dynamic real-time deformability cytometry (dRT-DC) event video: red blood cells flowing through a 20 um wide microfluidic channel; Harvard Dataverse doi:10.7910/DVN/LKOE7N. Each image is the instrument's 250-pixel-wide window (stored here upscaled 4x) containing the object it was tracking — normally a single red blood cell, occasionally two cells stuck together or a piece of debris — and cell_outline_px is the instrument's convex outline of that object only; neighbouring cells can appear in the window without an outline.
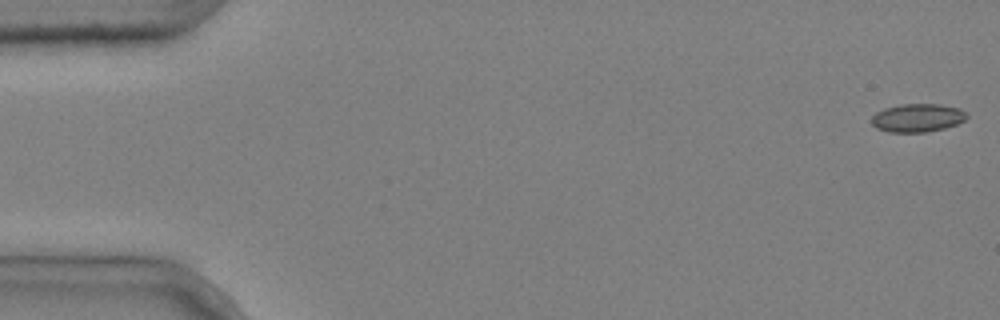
{"species": "common noctule bat (a hibernating species)", "species_latin": "Nyctalus noctula", "temperature_condition": "cold", "stored_images_in_passage": 4, "camera_frame_rate_fps": 3000, "um_per_image_px": 0.085, "animal": {"sex": "male", "body_mass_g": 20.4}, "frame": {"image": 1, "passage_image": 1, "time_ms": 0.0, "image_size_px": [1000, 320], "cell_outline_px": [[968, 116], [964, 120], [956, 124], [944, 128], [924, 132], [888, 132], [876, 128], [872, 124], [872, 116], [876, 112], [884, 108], [900, 104], [940, 104], [960, 108], [968, 112]], "centroid_in_image_um": [77.99, 10.0], "position_along_channel_um": 7.0, "area_um2": 15.78}}